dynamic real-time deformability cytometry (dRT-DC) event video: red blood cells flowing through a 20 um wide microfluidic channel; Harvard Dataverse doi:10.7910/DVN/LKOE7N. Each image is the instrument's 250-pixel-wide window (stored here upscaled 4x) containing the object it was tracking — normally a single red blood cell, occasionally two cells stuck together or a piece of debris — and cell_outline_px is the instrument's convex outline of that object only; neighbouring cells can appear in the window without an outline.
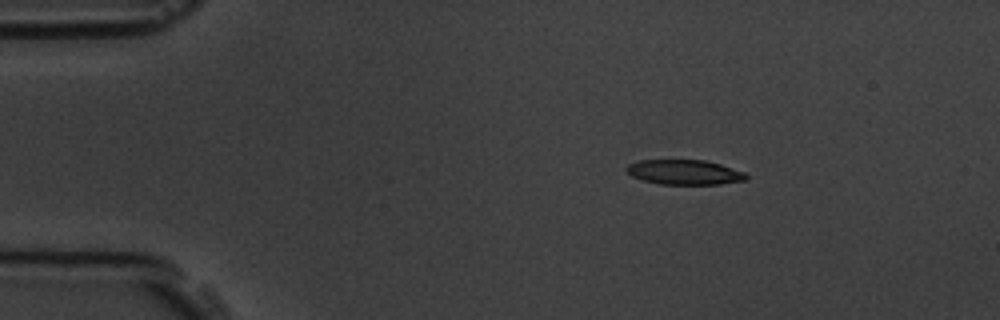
{"species": "common noctule bat (a hibernating species)", "species_latin": "Nyctalus noctula", "temperature_condition": "room temperature", "stored_images_in_passage": 5, "camera_frame_rate_fps": 3000, "um_per_image_px": 0.085, "animal": {"sex": "male", "body_mass_g": 19.5, "forearm_length_mm": 54.6}, "frame": {"image": 1, "passage_image": 2, "time_ms": 1.0, "image_size_px": [1000, 320], "cell_outline_px": [[748, 176], [744, 180], [720, 184], [660, 184], [644, 180], [632, 176], [624, 168], [628, 164], [640, 160], [704, 160], [720, 164], [744, 172]], "centroid_in_image_um": [58.16, 14.63], "position_along_channel_um": 26.8, "area_um2": 17.17}}